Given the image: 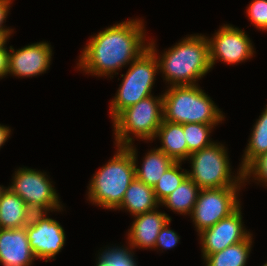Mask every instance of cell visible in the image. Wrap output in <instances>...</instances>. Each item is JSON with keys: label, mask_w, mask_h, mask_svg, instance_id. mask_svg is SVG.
Wrapping results in <instances>:
<instances>
[{"label": "cell", "mask_w": 267, "mask_h": 266, "mask_svg": "<svg viewBox=\"0 0 267 266\" xmlns=\"http://www.w3.org/2000/svg\"><path fill=\"white\" fill-rule=\"evenodd\" d=\"M140 20H129L108 27L92 37L80 57L79 68L93 75L107 76L134 61L145 50Z\"/></svg>", "instance_id": "6da1fadb"}, {"label": "cell", "mask_w": 267, "mask_h": 266, "mask_svg": "<svg viewBox=\"0 0 267 266\" xmlns=\"http://www.w3.org/2000/svg\"><path fill=\"white\" fill-rule=\"evenodd\" d=\"M159 69L172 86L195 85L212 67L209 42L205 36H190L164 53Z\"/></svg>", "instance_id": "7a4b0ae2"}, {"label": "cell", "mask_w": 267, "mask_h": 266, "mask_svg": "<svg viewBox=\"0 0 267 266\" xmlns=\"http://www.w3.org/2000/svg\"><path fill=\"white\" fill-rule=\"evenodd\" d=\"M163 97V120L185 124H217L223 120L221 111L196 85L172 86Z\"/></svg>", "instance_id": "3957f363"}, {"label": "cell", "mask_w": 267, "mask_h": 266, "mask_svg": "<svg viewBox=\"0 0 267 266\" xmlns=\"http://www.w3.org/2000/svg\"><path fill=\"white\" fill-rule=\"evenodd\" d=\"M117 154L92 178L90 200L98 206L118 209L130 183L135 178V163L125 146L118 147Z\"/></svg>", "instance_id": "277c9868"}, {"label": "cell", "mask_w": 267, "mask_h": 266, "mask_svg": "<svg viewBox=\"0 0 267 266\" xmlns=\"http://www.w3.org/2000/svg\"><path fill=\"white\" fill-rule=\"evenodd\" d=\"M117 146L132 145L129 133L152 140L163 122V97L152 95L121 111L114 119Z\"/></svg>", "instance_id": "5b68a950"}, {"label": "cell", "mask_w": 267, "mask_h": 266, "mask_svg": "<svg viewBox=\"0 0 267 266\" xmlns=\"http://www.w3.org/2000/svg\"><path fill=\"white\" fill-rule=\"evenodd\" d=\"M154 43H149L138 58L131 63L120 88L111 102L110 113L114 119L121 111L151 95L156 70L159 69Z\"/></svg>", "instance_id": "8992f818"}, {"label": "cell", "mask_w": 267, "mask_h": 266, "mask_svg": "<svg viewBox=\"0 0 267 266\" xmlns=\"http://www.w3.org/2000/svg\"><path fill=\"white\" fill-rule=\"evenodd\" d=\"M188 158L192 161V171L187 175L200 189L239 187L243 181L242 170L236 179L233 178L234 181L231 178L229 160L223 145L213 143L190 154Z\"/></svg>", "instance_id": "52a82bcc"}, {"label": "cell", "mask_w": 267, "mask_h": 266, "mask_svg": "<svg viewBox=\"0 0 267 266\" xmlns=\"http://www.w3.org/2000/svg\"><path fill=\"white\" fill-rule=\"evenodd\" d=\"M240 187L200 189L191 216L200 233L235 212L240 203L236 192Z\"/></svg>", "instance_id": "ba28073f"}, {"label": "cell", "mask_w": 267, "mask_h": 266, "mask_svg": "<svg viewBox=\"0 0 267 266\" xmlns=\"http://www.w3.org/2000/svg\"><path fill=\"white\" fill-rule=\"evenodd\" d=\"M46 174L33 169H19L9 187L22 198L34 213H45L52 209H60L58 194L52 187Z\"/></svg>", "instance_id": "9c48e42d"}, {"label": "cell", "mask_w": 267, "mask_h": 266, "mask_svg": "<svg viewBox=\"0 0 267 266\" xmlns=\"http://www.w3.org/2000/svg\"><path fill=\"white\" fill-rule=\"evenodd\" d=\"M46 213H33L26 225V234L35 258L48 259L55 257L65 243L62 226Z\"/></svg>", "instance_id": "30bf717a"}, {"label": "cell", "mask_w": 267, "mask_h": 266, "mask_svg": "<svg viewBox=\"0 0 267 266\" xmlns=\"http://www.w3.org/2000/svg\"><path fill=\"white\" fill-rule=\"evenodd\" d=\"M208 42L211 67L217 59L234 64L250 58L254 52L245 32L229 25L221 27Z\"/></svg>", "instance_id": "8fae6325"}, {"label": "cell", "mask_w": 267, "mask_h": 266, "mask_svg": "<svg viewBox=\"0 0 267 266\" xmlns=\"http://www.w3.org/2000/svg\"><path fill=\"white\" fill-rule=\"evenodd\" d=\"M240 207L215 225L202 230L199 234L202 243L203 258L210 254L246 240L251 234L242 225Z\"/></svg>", "instance_id": "7c38bea8"}, {"label": "cell", "mask_w": 267, "mask_h": 266, "mask_svg": "<svg viewBox=\"0 0 267 266\" xmlns=\"http://www.w3.org/2000/svg\"><path fill=\"white\" fill-rule=\"evenodd\" d=\"M8 73L18 77H32L45 72L50 64L52 50L48 43L40 42L15 50L10 46Z\"/></svg>", "instance_id": "4fadbf2b"}, {"label": "cell", "mask_w": 267, "mask_h": 266, "mask_svg": "<svg viewBox=\"0 0 267 266\" xmlns=\"http://www.w3.org/2000/svg\"><path fill=\"white\" fill-rule=\"evenodd\" d=\"M34 258L26 226L15 229L0 228V263L4 266H29Z\"/></svg>", "instance_id": "5bb4252c"}, {"label": "cell", "mask_w": 267, "mask_h": 266, "mask_svg": "<svg viewBox=\"0 0 267 266\" xmlns=\"http://www.w3.org/2000/svg\"><path fill=\"white\" fill-rule=\"evenodd\" d=\"M135 218L128 233L130 247L155 248L159 232L171 218L156 210L137 215Z\"/></svg>", "instance_id": "9a60e30c"}, {"label": "cell", "mask_w": 267, "mask_h": 266, "mask_svg": "<svg viewBox=\"0 0 267 266\" xmlns=\"http://www.w3.org/2000/svg\"><path fill=\"white\" fill-rule=\"evenodd\" d=\"M33 211L11 189L0 186V228L15 229L26 226Z\"/></svg>", "instance_id": "2e32d148"}, {"label": "cell", "mask_w": 267, "mask_h": 266, "mask_svg": "<svg viewBox=\"0 0 267 266\" xmlns=\"http://www.w3.org/2000/svg\"><path fill=\"white\" fill-rule=\"evenodd\" d=\"M132 154L135 163V177L148 186H154L161 178L162 174L175 163L162 150H151L145 157L141 169L136 165V150L130 145L125 146Z\"/></svg>", "instance_id": "e0dca14e"}, {"label": "cell", "mask_w": 267, "mask_h": 266, "mask_svg": "<svg viewBox=\"0 0 267 266\" xmlns=\"http://www.w3.org/2000/svg\"><path fill=\"white\" fill-rule=\"evenodd\" d=\"M157 204H160V202L155 196L153 187L146 185L135 177L126 190L118 208H126L134 216H137L155 210Z\"/></svg>", "instance_id": "ac0fdd59"}, {"label": "cell", "mask_w": 267, "mask_h": 266, "mask_svg": "<svg viewBox=\"0 0 267 266\" xmlns=\"http://www.w3.org/2000/svg\"><path fill=\"white\" fill-rule=\"evenodd\" d=\"M160 137L162 150L174 162H181L188 158V147L183 132L182 124L171 123L163 120L155 137Z\"/></svg>", "instance_id": "d6986e66"}, {"label": "cell", "mask_w": 267, "mask_h": 266, "mask_svg": "<svg viewBox=\"0 0 267 266\" xmlns=\"http://www.w3.org/2000/svg\"><path fill=\"white\" fill-rule=\"evenodd\" d=\"M199 191V186L187 176L161 203L180 214H191Z\"/></svg>", "instance_id": "ffe728a7"}, {"label": "cell", "mask_w": 267, "mask_h": 266, "mask_svg": "<svg viewBox=\"0 0 267 266\" xmlns=\"http://www.w3.org/2000/svg\"><path fill=\"white\" fill-rule=\"evenodd\" d=\"M251 236L220 252L205 256L206 266H245L251 249Z\"/></svg>", "instance_id": "44dd1931"}, {"label": "cell", "mask_w": 267, "mask_h": 266, "mask_svg": "<svg viewBox=\"0 0 267 266\" xmlns=\"http://www.w3.org/2000/svg\"><path fill=\"white\" fill-rule=\"evenodd\" d=\"M253 128L240 170H243L255 157L267 152V107Z\"/></svg>", "instance_id": "7402d4cb"}, {"label": "cell", "mask_w": 267, "mask_h": 266, "mask_svg": "<svg viewBox=\"0 0 267 266\" xmlns=\"http://www.w3.org/2000/svg\"><path fill=\"white\" fill-rule=\"evenodd\" d=\"M215 124L185 123L182 124L183 132L188 147V156L212 145L208 139L211 128Z\"/></svg>", "instance_id": "603a6c76"}, {"label": "cell", "mask_w": 267, "mask_h": 266, "mask_svg": "<svg viewBox=\"0 0 267 266\" xmlns=\"http://www.w3.org/2000/svg\"><path fill=\"white\" fill-rule=\"evenodd\" d=\"M182 169L180 162L173 163L165 172L162 174L158 182L153 186L155 196L161 203L169 194H171L181 182L188 176V171H178Z\"/></svg>", "instance_id": "cb8c5ba5"}, {"label": "cell", "mask_w": 267, "mask_h": 266, "mask_svg": "<svg viewBox=\"0 0 267 266\" xmlns=\"http://www.w3.org/2000/svg\"><path fill=\"white\" fill-rule=\"evenodd\" d=\"M252 23L262 30H267V0H254L247 10Z\"/></svg>", "instance_id": "d4e9b609"}, {"label": "cell", "mask_w": 267, "mask_h": 266, "mask_svg": "<svg viewBox=\"0 0 267 266\" xmlns=\"http://www.w3.org/2000/svg\"><path fill=\"white\" fill-rule=\"evenodd\" d=\"M254 174L258 179L267 183V152L255 157L243 170V180Z\"/></svg>", "instance_id": "484cf974"}, {"label": "cell", "mask_w": 267, "mask_h": 266, "mask_svg": "<svg viewBox=\"0 0 267 266\" xmlns=\"http://www.w3.org/2000/svg\"><path fill=\"white\" fill-rule=\"evenodd\" d=\"M170 222L171 219L166 222L165 225L162 227L161 231L157 236L155 247L161 246L164 249H170L173 248L179 242L178 235L174 231L167 228Z\"/></svg>", "instance_id": "4316f807"}, {"label": "cell", "mask_w": 267, "mask_h": 266, "mask_svg": "<svg viewBox=\"0 0 267 266\" xmlns=\"http://www.w3.org/2000/svg\"><path fill=\"white\" fill-rule=\"evenodd\" d=\"M131 251L127 249L116 248V266H136Z\"/></svg>", "instance_id": "83f0119b"}, {"label": "cell", "mask_w": 267, "mask_h": 266, "mask_svg": "<svg viewBox=\"0 0 267 266\" xmlns=\"http://www.w3.org/2000/svg\"><path fill=\"white\" fill-rule=\"evenodd\" d=\"M11 0H0V35L6 40L8 39L11 31L9 29L3 28L2 24L7 16L9 5Z\"/></svg>", "instance_id": "f1b7e54d"}, {"label": "cell", "mask_w": 267, "mask_h": 266, "mask_svg": "<svg viewBox=\"0 0 267 266\" xmlns=\"http://www.w3.org/2000/svg\"><path fill=\"white\" fill-rule=\"evenodd\" d=\"M98 258L96 266H116V249L105 250Z\"/></svg>", "instance_id": "f546056e"}, {"label": "cell", "mask_w": 267, "mask_h": 266, "mask_svg": "<svg viewBox=\"0 0 267 266\" xmlns=\"http://www.w3.org/2000/svg\"><path fill=\"white\" fill-rule=\"evenodd\" d=\"M3 45L0 48V77L8 74V63H9V51L4 48Z\"/></svg>", "instance_id": "4dcf8cb0"}, {"label": "cell", "mask_w": 267, "mask_h": 266, "mask_svg": "<svg viewBox=\"0 0 267 266\" xmlns=\"http://www.w3.org/2000/svg\"><path fill=\"white\" fill-rule=\"evenodd\" d=\"M10 135V129L8 127L0 125V147L6 142Z\"/></svg>", "instance_id": "1f68e13d"}, {"label": "cell", "mask_w": 267, "mask_h": 266, "mask_svg": "<svg viewBox=\"0 0 267 266\" xmlns=\"http://www.w3.org/2000/svg\"><path fill=\"white\" fill-rule=\"evenodd\" d=\"M6 44V39L0 35V48Z\"/></svg>", "instance_id": "d6a6232c"}]
</instances>
